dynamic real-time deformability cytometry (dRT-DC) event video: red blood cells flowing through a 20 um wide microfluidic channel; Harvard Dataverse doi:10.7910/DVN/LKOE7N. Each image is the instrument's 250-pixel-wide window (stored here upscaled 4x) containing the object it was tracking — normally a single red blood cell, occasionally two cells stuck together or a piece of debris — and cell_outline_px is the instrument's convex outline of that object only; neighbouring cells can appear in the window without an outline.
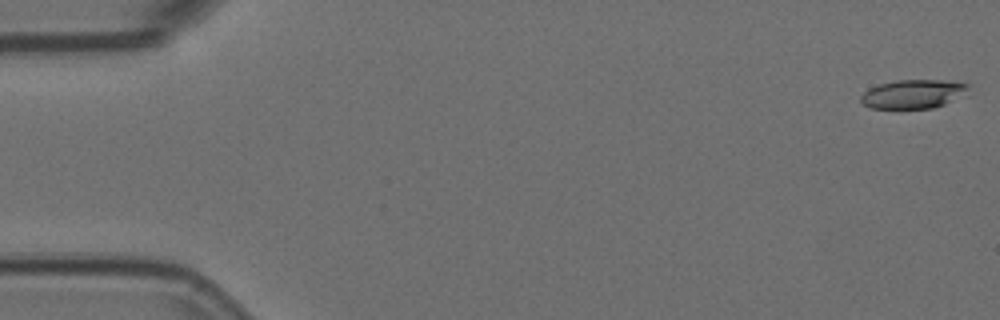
{"species": "Egyptian fruit bat (a non-hibernating species)", "species_latin": "Rousettus aegyptiacus", "temperature_condition": "room temperature", "stored_images_in_passage": 4, "camera_frame_rate_fps": 3000, "um_per_image_px": 0.085, "animal": {"sex": "female"}, "frame": {"image": 1, "passage_image": 1, "time_ms": 0.0, "image_size_px": [1000, 320], "cell_outline_px": [[968, 96], [932, 108], [872, 108], [864, 104], [860, 100], [860, 96], [868, 88], [880, 84], [896, 80], [944, 80], [968, 84]], "centroid_in_image_um": [77.67, 7.99], "position_along_channel_um": 7.3, "area_um2": 18.21}}
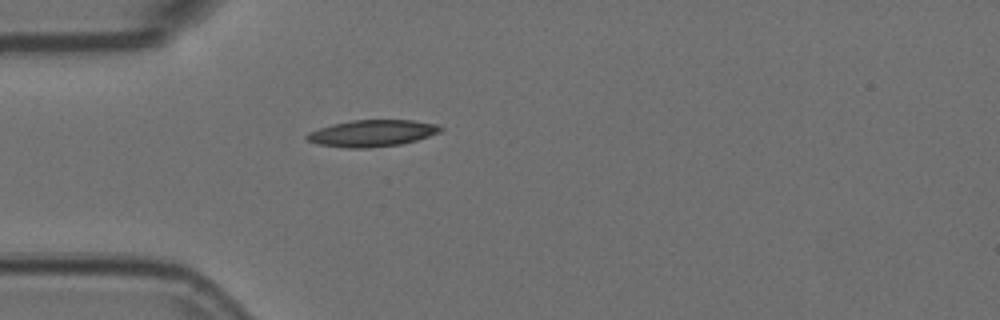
{"frame": {"image": 2, "passage_image": 4, "time_ms": 1.0, "image_size_px": [1000, 320], "cell_outline_px": [[444, 128], [440, 132], [416, 140], [400, 144], [368, 148], [348, 148], [316, 144], [308, 140], [304, 136], [308, 132], [332, 124], [352, 120], [412, 120], [436, 124]], "centroid_in_image_um": [31.61, 11.32], "position_along_channel_um": 53.4, "area_um2": 20.69}}